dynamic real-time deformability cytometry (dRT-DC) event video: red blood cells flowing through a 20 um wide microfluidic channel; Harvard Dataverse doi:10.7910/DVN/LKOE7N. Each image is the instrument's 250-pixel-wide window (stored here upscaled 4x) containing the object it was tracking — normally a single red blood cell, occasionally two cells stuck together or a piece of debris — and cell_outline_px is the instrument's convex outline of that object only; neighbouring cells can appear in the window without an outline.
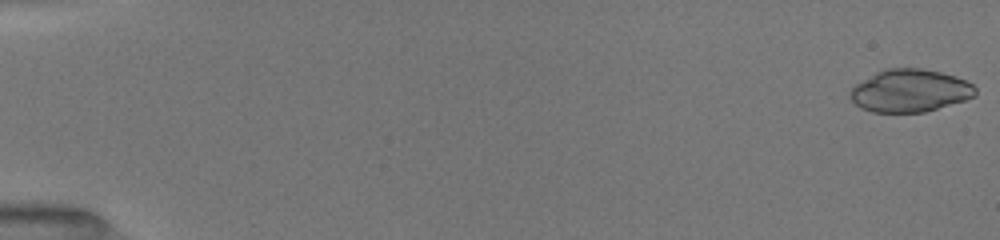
{"species": "common noctule bat (a hibernating species)", "species_latin": "Nyctalus noctula", "temperature_condition": "room temperature", "stored_images_in_passage": 26, "camera_frame_rate_fps": 3000, "um_per_image_px": 0.085, "animal": {"sex": "female", "body_mass_g": 19.5, "forearm_length_mm": 54.1}, "frame": {"image": 1, "passage_image": 1, "time_ms": 0.0, "image_size_px": [1000, 240], "cell_outline_px": [[976, 96], [964, 100], [924, 112], [872, 112], [860, 108], [848, 96], [848, 92], [856, 84], [876, 72], [884, 68], [920, 68], [940, 72], [956, 76], [972, 84], [976, 88]], "centroid_in_image_um": [77.32, 7.71], "position_along_channel_um": 7.7, "area_um2": 31.1}}